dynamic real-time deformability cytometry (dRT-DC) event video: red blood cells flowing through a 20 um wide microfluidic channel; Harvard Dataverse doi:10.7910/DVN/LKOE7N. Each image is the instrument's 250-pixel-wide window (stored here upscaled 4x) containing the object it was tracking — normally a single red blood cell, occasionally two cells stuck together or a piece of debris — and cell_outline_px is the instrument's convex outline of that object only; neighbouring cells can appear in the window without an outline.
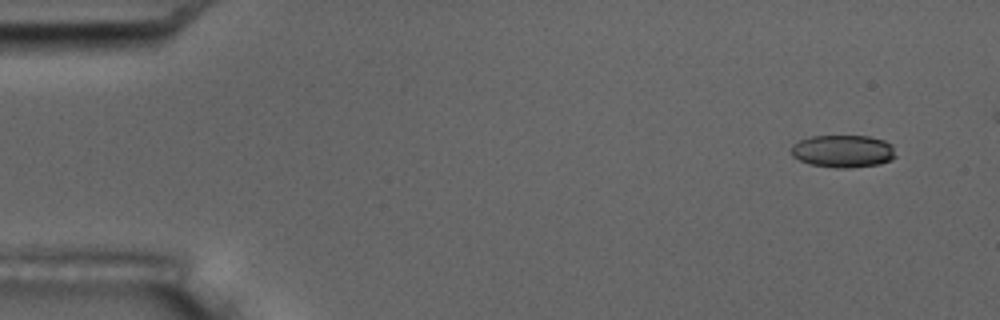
{"species": "common noctule bat (a hibernating species)", "species_latin": "Nyctalus noctula", "temperature_condition": "room temperature", "stored_images_in_passage": 5, "camera_frame_rate_fps": 3000, "um_per_image_px": 0.085, "animal": {"sex": "male", "body_mass_g": 17.5, "forearm_length_mm": 52.3}, "frame": {"image": 1, "passage_image": 1, "time_ms": 0.0, "image_size_px": [1000, 320], "cell_outline_px": [[896, 156], [892, 160], [880, 164], [848, 168], [836, 168], [812, 164], [800, 160], [792, 156], [792, 144], [800, 140], [812, 136], [868, 136], [884, 140], [892, 144]], "centroid_in_image_um": [71.69, 12.85], "position_along_channel_um": 13.3, "area_um2": 19.83}}